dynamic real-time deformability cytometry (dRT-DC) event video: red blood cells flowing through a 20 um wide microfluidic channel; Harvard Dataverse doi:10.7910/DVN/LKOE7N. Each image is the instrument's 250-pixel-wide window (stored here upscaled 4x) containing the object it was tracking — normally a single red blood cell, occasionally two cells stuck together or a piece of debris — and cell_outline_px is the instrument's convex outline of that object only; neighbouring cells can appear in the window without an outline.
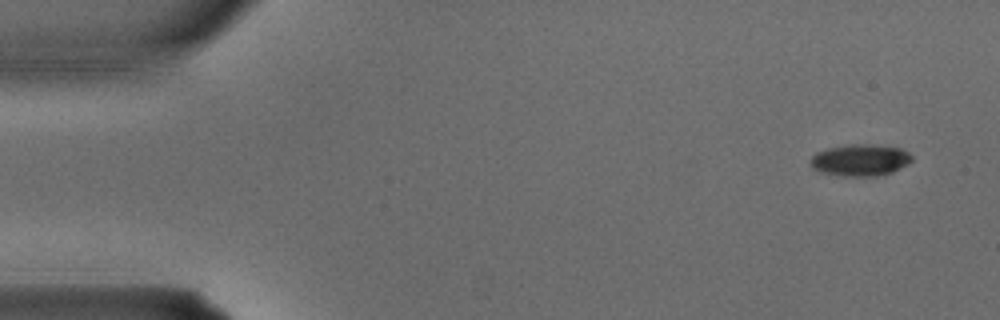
{"species": "common noctule bat (a hibernating species)", "species_latin": "Nyctalus noctula", "temperature_condition": "warm", "stored_images_in_passage": 3, "camera_frame_rate_fps": 3000, "um_per_image_px": 0.085, "animal": {"sex": "male", "body_mass_g": 15.6}, "frame": {"image": 1, "passage_image": 1, "time_ms": 0.0, "image_size_px": [1000, 320], "cell_outline_px": [[912, 160], [908, 164], [892, 172], [876, 176], [844, 176], [820, 172], [812, 168], [812, 156], [816, 152], [828, 148], [852, 144], [864, 144], [900, 148], [908, 152], [912, 156]], "centroid_in_image_um": [73.12, 13.61], "position_along_channel_um": 11.9, "area_um2": 18.55}}
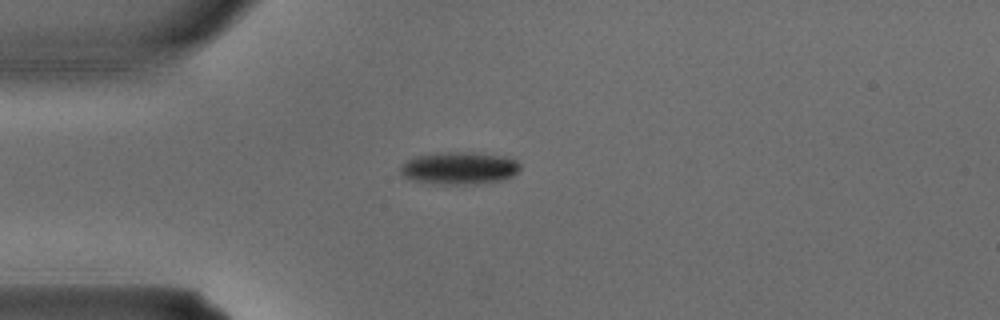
{"frame": {"image": 2, "passage_image": 3, "time_ms": 0.667, "image_size_px": [1000, 320], "cell_outline_px": [[520, 168], [512, 176], [504, 180], [476, 184], [444, 184], [416, 180], [404, 176], [400, 172], [400, 164], [416, 156], [444, 152], [476, 152], [508, 156], [516, 160], [520, 164]], "centroid_in_image_um": [39.09, 14.27], "position_along_channel_um": 45.9, "area_um2": 22.66}}